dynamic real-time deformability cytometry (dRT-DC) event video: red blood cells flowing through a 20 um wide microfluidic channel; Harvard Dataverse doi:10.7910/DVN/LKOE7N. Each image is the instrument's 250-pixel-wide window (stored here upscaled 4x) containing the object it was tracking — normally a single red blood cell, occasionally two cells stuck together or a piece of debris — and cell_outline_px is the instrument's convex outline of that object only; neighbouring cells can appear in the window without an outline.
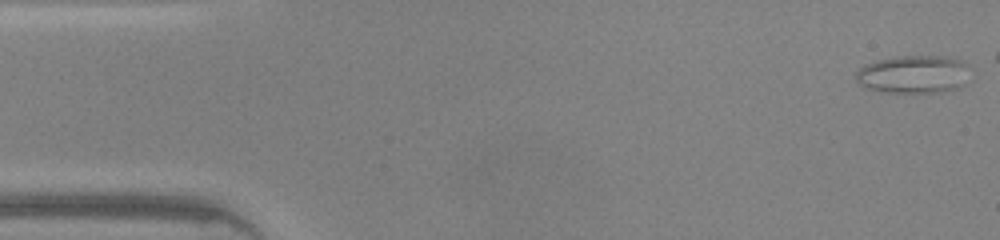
{"species": "common noctule bat (a hibernating species)", "species_latin": "Nyctalus noctula", "temperature_condition": "warm", "stored_images_in_passage": 40, "segment_of_instrument_passage": [1, 2], "camera_frame_rate_fps": 3000, "um_per_image_px": 0.085, "animal": {"sex": "male", "body_mass_g": 20.0, "forearm_length_mm": 53.3}, "frame": {"image": 1, "passage_image": 1, "time_ms": 0.0, "image_size_px": [1000, 240], "cell_outline_px": [[968, 64], [960, 84], [956, 88], [940, 92], [888, 92], [864, 88], [856, 80], [856, 72], [864, 64], [876, 60], [896, 56], [940, 56], [960, 60]], "centroid_in_image_um": [77.53, 6.3], "position_along_channel_um": 7.5, "area_um2": 24.74}}
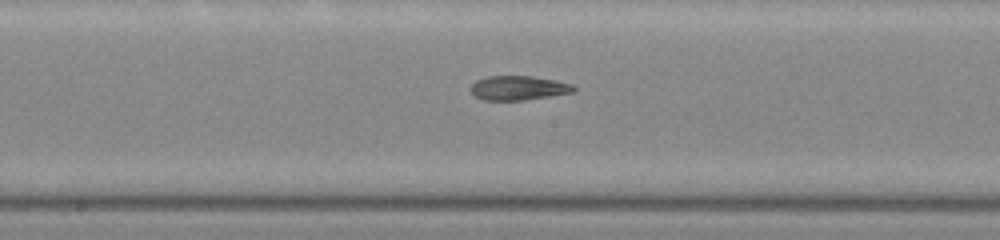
{"frame": {"image": 2, "passage_image": 23, "time_ms": 7.333, "image_size_px": [1000, 240], "cell_outline_px": [[576, 88], [572, 92], [524, 100], [484, 100], [476, 96], [468, 88], [476, 80], [488, 76], [532, 76], [556, 80], [572, 84]], "centroid_in_image_um": [44.04, 7.47], "position_along_channel_um": 204.2, "area_um2": 14.51}}
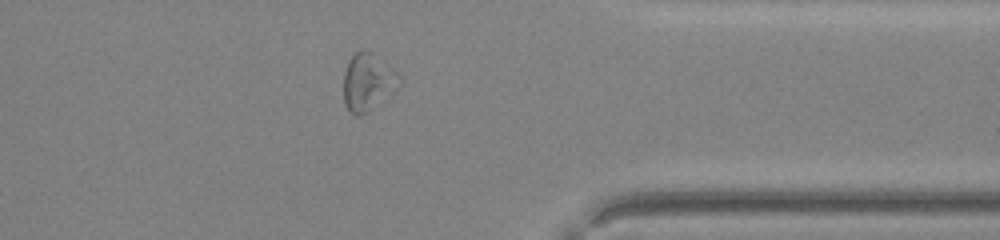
{"frame": {"image": 3, "passage_image": 36, "time_ms": 11.667, "image_size_px": [1000, 240], "cell_outline_px": [[400, 88], [360, 116], [356, 116], [344, 104], [344, 72], [348, 60], [360, 48], [364, 48], [372, 52], [384, 60], [400, 76]], "centroid_in_image_um": [31.28, 6.93], "position_along_channel_um": 380.1, "area_um2": 18.79}}